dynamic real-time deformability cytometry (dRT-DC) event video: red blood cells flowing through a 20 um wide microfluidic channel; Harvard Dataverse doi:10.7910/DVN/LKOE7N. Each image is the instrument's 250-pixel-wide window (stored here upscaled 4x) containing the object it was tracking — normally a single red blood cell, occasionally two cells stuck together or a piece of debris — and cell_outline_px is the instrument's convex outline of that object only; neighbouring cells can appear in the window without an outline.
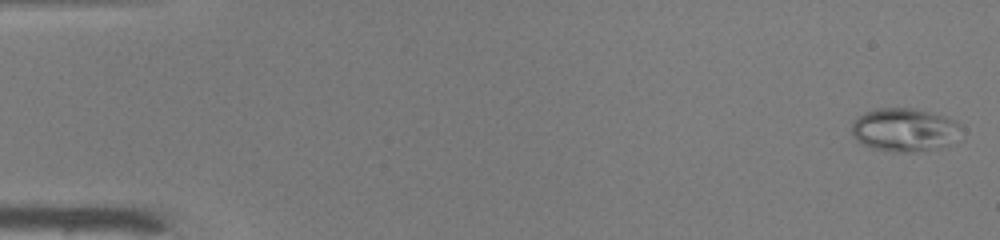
{"species": "common noctule bat (a hibernating species)", "species_latin": "Nyctalus noctula", "temperature_condition": "warm", "stored_images_in_passage": 49, "camera_frame_rate_fps": 3000, "um_per_image_px": 0.085, "animal": {"sex": "male", "body_mass_g": 19.0, "forearm_length_mm": 50.8}, "frame": {"image": 1, "passage_image": 1, "time_ms": 0.0, "image_size_px": [1000, 240], "cell_outline_px": [[956, 124], [948, 144], [932, 148], [912, 152], [892, 152], [872, 148], [856, 140], [852, 132], [852, 120], [856, 116], [864, 112], [876, 108], [912, 108], [948, 116], [956, 120]], "centroid_in_image_um": [76.72, 11.0], "position_along_channel_um": 8.3, "area_um2": 26.93}}
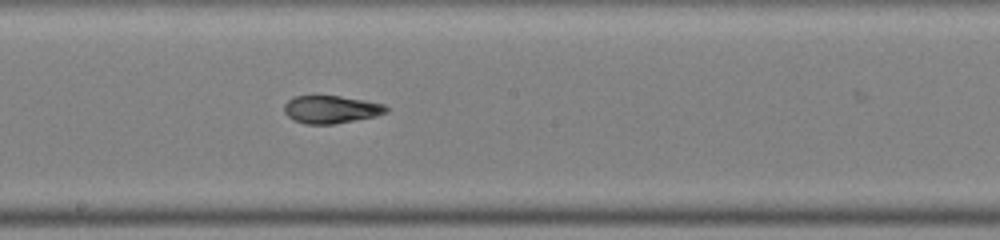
{"frame": {"image": 2, "passage_image": 27, "time_ms": 8.667, "image_size_px": [1000, 240], "cell_outline_px": [[388, 112], [376, 116], [332, 124], [304, 124], [292, 120], [284, 112], [284, 104], [292, 96], [340, 96], [364, 100], [384, 104], [388, 108]], "centroid_in_image_um": [28.11, 9.3], "position_along_channel_um": 220.1, "area_um2": 16.53}}
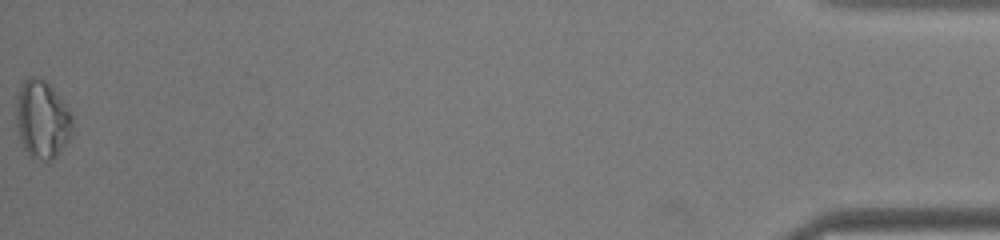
{"frame": {"image": 3, "passage_image": 49, "time_ms": 16.0, "image_size_px": [1000, 240], "cell_outline_px": [[72, 128], [68, 140], [60, 152], [52, 160], [44, 160], [28, 156], [20, 140], [16, 124], [16, 96], [20, 84], [28, 76], [36, 76], [44, 80], [52, 88], [64, 104], [72, 116]], "centroid_in_image_um": [3.54, 10.14], "position_along_channel_um": 431.7, "area_um2": 25.55}}